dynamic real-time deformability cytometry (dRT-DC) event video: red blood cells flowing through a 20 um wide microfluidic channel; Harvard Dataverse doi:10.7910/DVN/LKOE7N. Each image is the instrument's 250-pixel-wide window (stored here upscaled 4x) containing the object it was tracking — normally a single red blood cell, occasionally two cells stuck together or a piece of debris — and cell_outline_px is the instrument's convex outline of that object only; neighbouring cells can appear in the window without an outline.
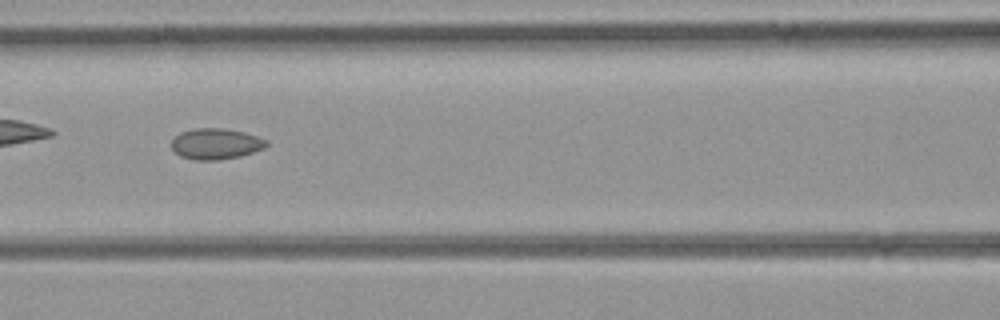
{"species": "common noctule bat (a hibernating species)", "species_latin": "Nyctalus noctula", "temperature_condition": "room temperature", "stored_images_in_passage": 43, "camera_frame_rate_fps": 3000, "um_per_image_px": 0.085, "animal": {"sex": "female", "body_mass_g": 21.9}, "frame": {"image": 1, "passage_image": 19, "time_ms": 6.0, "image_size_px": [1000, 320], "cell_outline_px": [[268, 144], [264, 148], [240, 156], [216, 160], [192, 160], [180, 156], [172, 148], [172, 140], [180, 132], [196, 128], [220, 128], [244, 132], [268, 140]], "centroid_in_image_um": [18.34, 12.23], "position_along_channel_um": 148.3, "area_um2": 16.99}}